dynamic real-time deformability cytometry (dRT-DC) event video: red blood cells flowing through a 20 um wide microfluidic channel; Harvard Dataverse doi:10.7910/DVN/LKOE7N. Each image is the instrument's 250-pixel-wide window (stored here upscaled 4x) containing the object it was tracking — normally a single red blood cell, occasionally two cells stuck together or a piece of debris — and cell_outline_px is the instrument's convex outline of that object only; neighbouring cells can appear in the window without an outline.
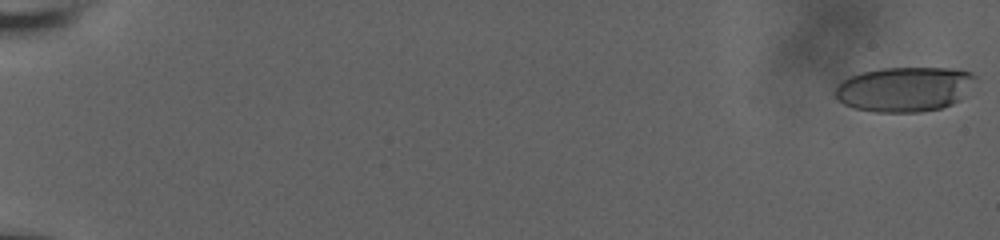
{"species": "human", "species_latin": "Homo sapiens", "temperature_condition": "room temperature", "stored_images_in_passage": 60, "camera_frame_rate_fps": 3000, "um_per_image_px": 0.085, "donor": {"sex": "male"}, "frame": {"image": 1, "passage_image": 1, "time_ms": 0.0, "image_size_px": [1000, 240], "cell_outline_px": [[976, 76], [960, 100], [952, 104], [940, 108], [920, 112], [872, 112], [856, 108], [844, 104], [836, 96], [836, 88], [848, 76], [860, 72], [880, 68], [948, 68], [972, 72]], "centroid_in_image_um": [76.86, 7.57], "position_along_channel_um": 8.1, "area_um2": 36.36}}
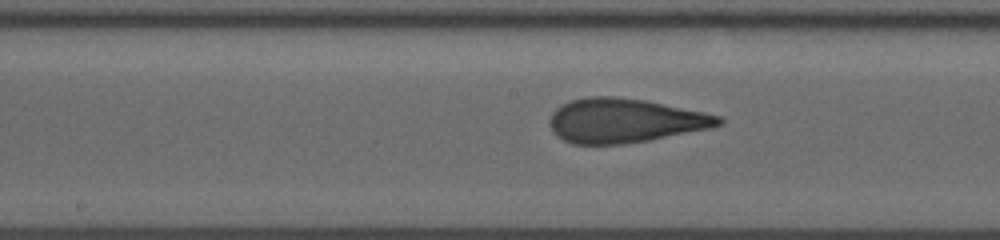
{"frame": {"image": 2, "passage_image": 34, "time_ms": 11.0, "image_size_px": [1000, 240], "cell_outline_px": [[724, 120], [720, 124], [712, 128], [648, 140], [624, 144], [572, 144], [556, 136], [552, 132], [552, 112], [560, 104], [572, 100], [588, 96], [616, 96], [644, 100], [704, 112], [720, 116]], "centroid_in_image_um": [53.09, 10.25], "position_along_channel_um": 195.1, "area_um2": 43.35}}
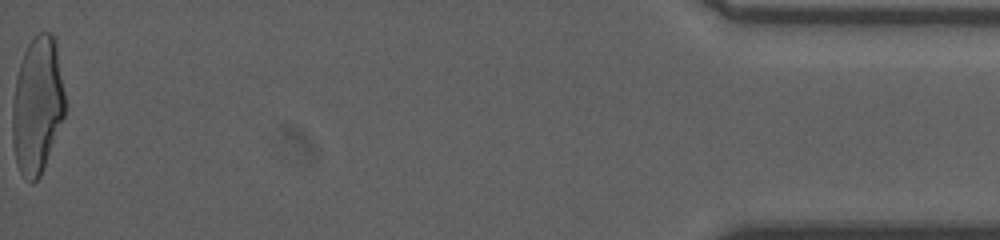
{"frame": {"image": 3, "passage_image": 60, "time_ms": 19.667, "image_size_px": [1000, 240], "cell_outline_px": [[64, 116], [40, 176], [32, 184], [20, 172], [16, 164], [12, 144], [12, 104], [16, 76], [24, 52], [28, 44], [40, 32], [52, 32], [56, 36], [64, 92]], "centroid_in_image_um": [3.16, 8.93], "position_along_channel_um": 432.0, "area_um2": 42.02}, "authors_computed_cell_mechanics": {"area_um2": 42.0206, "velocity_mm_per_s": 3.7431, "shape_relaxation_time_tau1_ms": 7.5387, "shape_relaxation_time_tau2_ms": 0.9064, "deformation_change_tau1": 0.2569, "deformation_change_tau2": 0.0991}}